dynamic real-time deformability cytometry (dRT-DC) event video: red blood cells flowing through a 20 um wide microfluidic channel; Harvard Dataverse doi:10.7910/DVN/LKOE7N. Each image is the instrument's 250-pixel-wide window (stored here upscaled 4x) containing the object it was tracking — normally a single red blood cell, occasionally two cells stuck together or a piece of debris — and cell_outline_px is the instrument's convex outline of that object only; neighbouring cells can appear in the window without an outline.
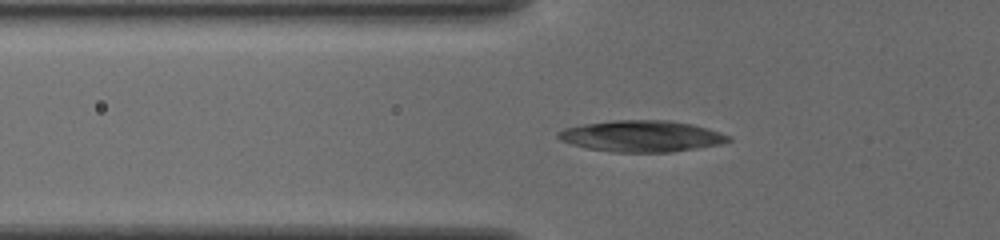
{"species": "common noctule bat (a hibernating species)", "species_latin": "Nyctalus noctula", "temperature_condition": "cold", "stored_images_in_passage": 37, "camera_frame_rate_fps": 3000, "um_per_image_px": 0.085, "animal": {"sex": "female", "body_mass_g": 19.5, "forearm_length_mm": 54.1}, "frame": {"image": 1, "passage_image": 3, "time_ms": 0.667, "image_size_px": [1000, 240], "cell_outline_px": [[732, 140], [720, 144], [672, 152], [612, 152], [588, 148], [572, 144], [560, 140], [556, 136], [556, 132], [564, 128], [584, 124], [612, 120], [668, 120], [692, 124], [708, 128], [732, 136]], "centroid_in_image_um": [54.54, 11.57], "position_along_channel_um": 71.3, "area_um2": 31.15}}
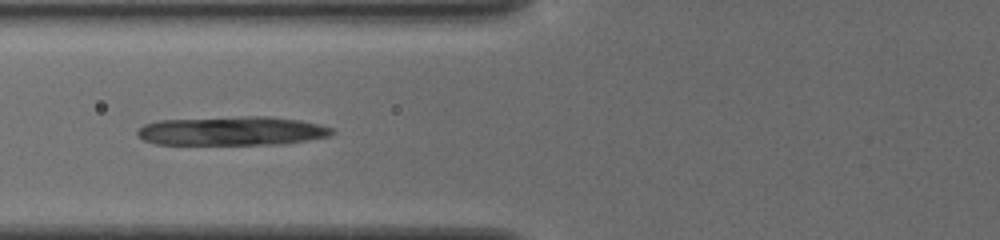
{"frame": {"image": 2, "passage_image": 6, "time_ms": 1.667, "image_size_px": [1000, 240], "cell_outline_px": [[336, 132], [328, 136], [284, 144], [156, 144], [144, 140], [136, 136], [136, 132], [144, 124], [160, 120], [240, 116], [272, 116], [300, 120], [320, 124], [332, 128]], "centroid_in_image_um": [19.73, 11.12], "position_along_channel_um": 106.1, "area_um2": 33.0}}
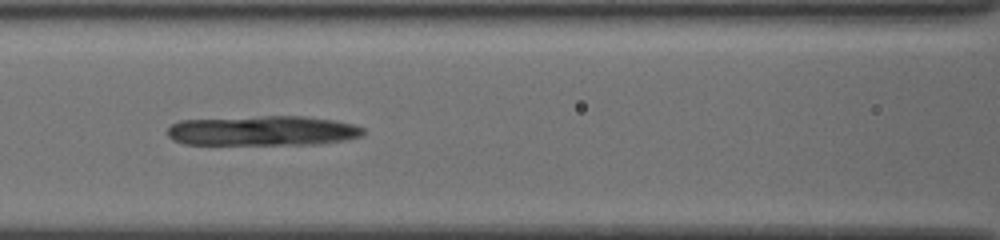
{"frame": {"image": 3, "passage_image": 9, "time_ms": 2.667, "image_size_px": [1000, 240], "cell_outline_px": [[364, 132], [360, 136], [344, 140], [320, 144], [184, 144], [172, 140], [168, 136], [168, 128], [172, 124], [180, 120], [264, 116], [304, 116], [336, 120], [352, 124], [364, 128]], "centroid_in_image_um": [22.33, 11.11], "position_along_channel_um": 144.3, "area_um2": 34.1}}